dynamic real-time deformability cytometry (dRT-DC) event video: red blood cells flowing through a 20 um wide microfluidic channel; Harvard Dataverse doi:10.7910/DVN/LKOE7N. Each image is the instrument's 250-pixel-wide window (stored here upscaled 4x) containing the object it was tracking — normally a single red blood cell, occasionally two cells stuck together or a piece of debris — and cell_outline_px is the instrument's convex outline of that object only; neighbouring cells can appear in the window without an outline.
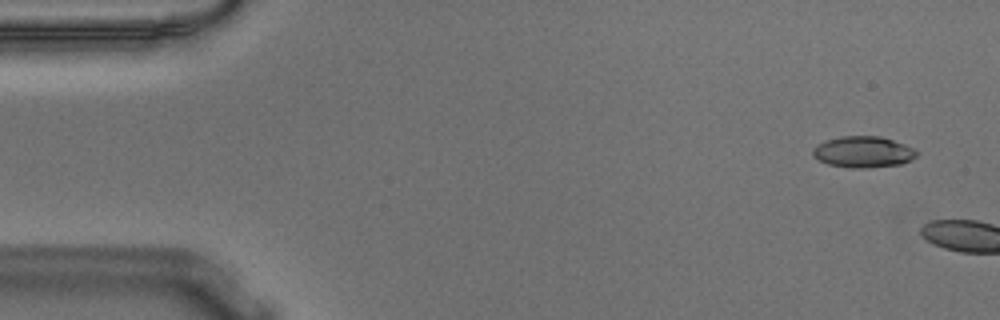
{"species": "Egyptian fruit bat (a non-hibernating species)", "species_latin": "Rousettus aegyptiacus", "temperature_condition": "warm", "stored_images_in_passage": 5, "camera_frame_rate_fps": 3000, "um_per_image_px": 0.085, "animal": {"sex": "male"}, "frame": {"image": 1, "passage_image": 2, "time_ms": 0.333, "image_size_px": [1000, 320], "cell_outline_px": [[920, 152], [912, 160], [900, 164], [868, 168], [852, 168], [828, 164], [812, 156], [812, 152], [816, 144], [824, 140], [840, 136], [880, 136], [904, 144]], "centroid_in_image_um": [73.36, 12.91], "position_along_channel_um": 11.6, "area_um2": 19.02}}